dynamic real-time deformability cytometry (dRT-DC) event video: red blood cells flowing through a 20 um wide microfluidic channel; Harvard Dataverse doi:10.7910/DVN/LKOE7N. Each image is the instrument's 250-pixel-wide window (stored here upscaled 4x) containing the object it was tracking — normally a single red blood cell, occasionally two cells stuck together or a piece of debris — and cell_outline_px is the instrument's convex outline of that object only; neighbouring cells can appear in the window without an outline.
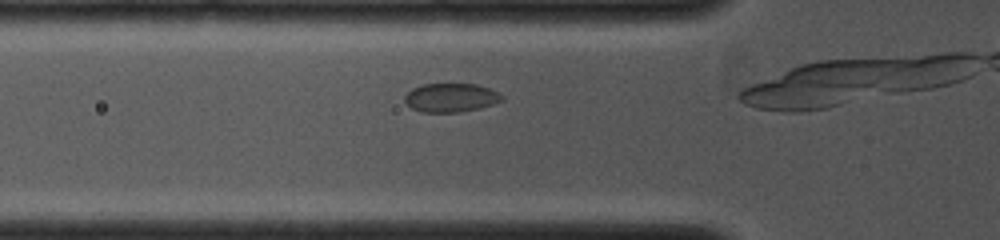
{"species": "common noctule bat (a hibernating species)", "species_latin": "Nyctalus noctula", "temperature_condition": "cold", "stored_images_in_passage": 7, "camera_frame_rate_fps": 4000, "um_per_image_px": 0.085, "animal": {"sex": "female", "body_mass_g": 19.0, "forearm_length_mm": 53.3}, "frame": {"image": 1, "passage_image": 2, "time_ms": 0.25, "image_size_px": [1000, 240], "cell_outline_px": [[504, 100], [480, 108], [456, 112], [420, 112], [412, 108], [404, 100], [404, 96], [412, 88], [424, 84], [476, 84], [488, 88], [504, 96]], "centroid_in_image_um": [38.31, 8.3], "position_along_channel_um": 87.5, "area_um2": 16.18}}